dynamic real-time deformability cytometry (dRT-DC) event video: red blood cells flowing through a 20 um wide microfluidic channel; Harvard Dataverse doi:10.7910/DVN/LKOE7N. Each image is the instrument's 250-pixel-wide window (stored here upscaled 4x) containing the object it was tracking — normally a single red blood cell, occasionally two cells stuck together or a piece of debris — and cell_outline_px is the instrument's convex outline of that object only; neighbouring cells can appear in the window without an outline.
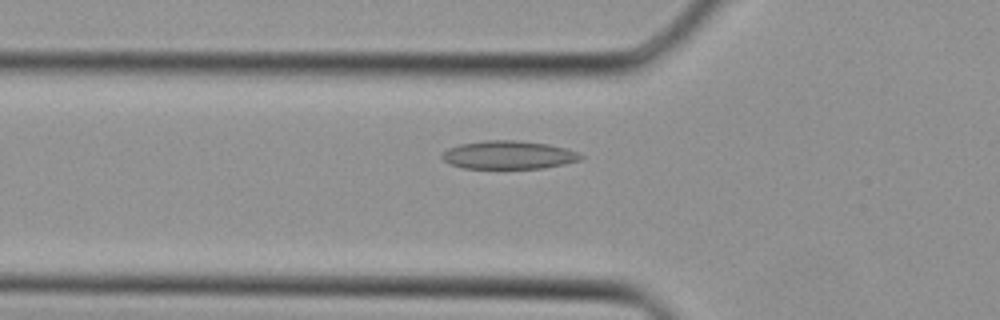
{"species": "Egyptian fruit bat (a non-hibernating species)", "species_latin": "Rousettus aegyptiacus", "temperature_condition": "cold", "stored_images_in_passage": 30, "camera_frame_rate_fps": 3000, "um_per_image_px": 0.085, "animal": {"sex": "female"}, "frame": {"image": 1, "passage_image": 6, "time_ms": 1.667, "image_size_px": [1000, 320], "cell_outline_px": [[584, 156], [580, 160], [564, 164], [544, 168], [464, 168], [448, 164], [440, 156], [448, 148], [460, 144], [484, 140], [516, 140], [548, 144], [564, 148], [576, 152]], "centroid_in_image_um": [43.2, 13.17], "position_along_channel_um": 82.6, "area_um2": 22.77}}
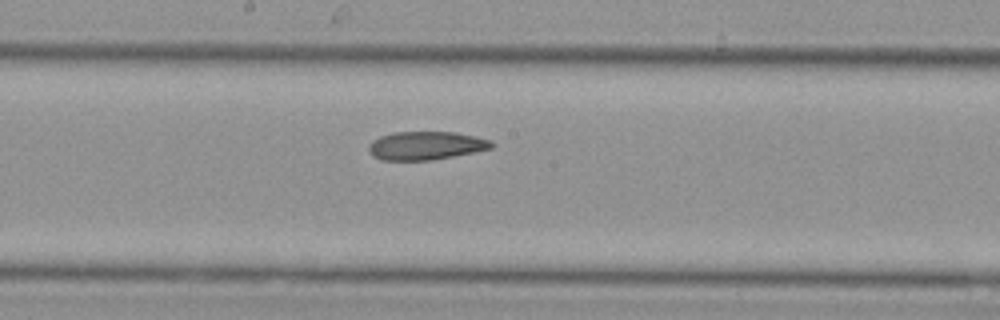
{"frame": {"image": 2, "passage_image": 13, "time_ms": 4.0, "image_size_px": [1000, 320], "cell_outline_px": [[496, 144], [492, 148], [432, 160], [380, 160], [372, 156], [368, 148], [368, 144], [372, 140], [380, 136], [396, 132], [456, 132], [476, 136], [492, 140]], "centroid_in_image_um": [36.2, 12.37], "position_along_channel_um": 212.0, "area_um2": 20.4}}
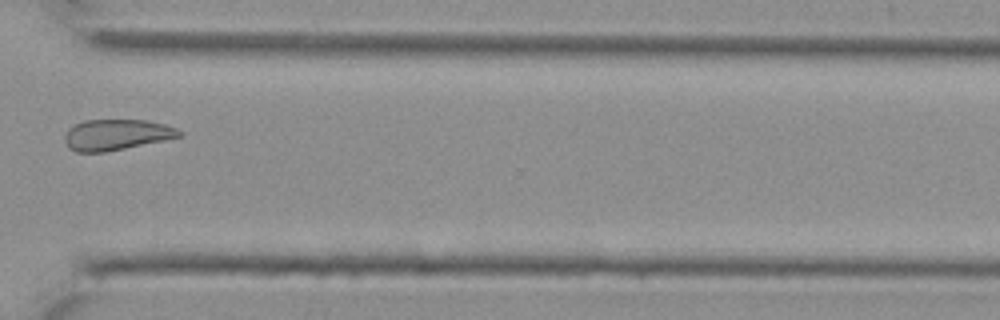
{"frame": {"image": 3, "passage_image": 21, "time_ms": 6.667, "image_size_px": [1000, 320], "cell_outline_px": [[184, 136], [104, 152], [76, 152], [68, 148], [64, 140], [64, 136], [68, 128], [84, 120], [148, 120], [164, 124], [176, 128], [184, 132]], "centroid_in_image_um": [9.9, 11.45], "position_along_channel_um": 360.7, "area_um2": 20.63}}